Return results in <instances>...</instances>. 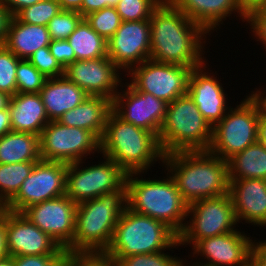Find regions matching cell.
<instances>
[{
  "instance_id": "2",
  "label": "cell",
  "mask_w": 266,
  "mask_h": 266,
  "mask_svg": "<svg viewBox=\"0 0 266 266\" xmlns=\"http://www.w3.org/2000/svg\"><path fill=\"white\" fill-rule=\"evenodd\" d=\"M161 164L188 205L229 193L228 161L208 151L171 153L164 155Z\"/></svg>"
},
{
  "instance_id": "19",
  "label": "cell",
  "mask_w": 266,
  "mask_h": 266,
  "mask_svg": "<svg viewBox=\"0 0 266 266\" xmlns=\"http://www.w3.org/2000/svg\"><path fill=\"white\" fill-rule=\"evenodd\" d=\"M6 239L9 256L67 254L57 242L22 213L6 209Z\"/></svg>"
},
{
  "instance_id": "31",
  "label": "cell",
  "mask_w": 266,
  "mask_h": 266,
  "mask_svg": "<svg viewBox=\"0 0 266 266\" xmlns=\"http://www.w3.org/2000/svg\"><path fill=\"white\" fill-rule=\"evenodd\" d=\"M90 27L107 41L115 34L122 22L115 7H105L83 17Z\"/></svg>"
},
{
  "instance_id": "14",
  "label": "cell",
  "mask_w": 266,
  "mask_h": 266,
  "mask_svg": "<svg viewBox=\"0 0 266 266\" xmlns=\"http://www.w3.org/2000/svg\"><path fill=\"white\" fill-rule=\"evenodd\" d=\"M127 83V84H126ZM127 87L116 93L112 110L125 122L144 128L157 137L166 117L168 103L152 94L135 90L128 82Z\"/></svg>"
},
{
  "instance_id": "45",
  "label": "cell",
  "mask_w": 266,
  "mask_h": 266,
  "mask_svg": "<svg viewBox=\"0 0 266 266\" xmlns=\"http://www.w3.org/2000/svg\"><path fill=\"white\" fill-rule=\"evenodd\" d=\"M2 5L9 11L11 16H16L22 9H25L41 0H0Z\"/></svg>"
},
{
  "instance_id": "40",
  "label": "cell",
  "mask_w": 266,
  "mask_h": 266,
  "mask_svg": "<svg viewBox=\"0 0 266 266\" xmlns=\"http://www.w3.org/2000/svg\"><path fill=\"white\" fill-rule=\"evenodd\" d=\"M66 254L14 256V266H65Z\"/></svg>"
},
{
  "instance_id": "54",
  "label": "cell",
  "mask_w": 266,
  "mask_h": 266,
  "mask_svg": "<svg viewBox=\"0 0 266 266\" xmlns=\"http://www.w3.org/2000/svg\"><path fill=\"white\" fill-rule=\"evenodd\" d=\"M0 266H14L13 257L8 256L0 260Z\"/></svg>"
},
{
  "instance_id": "39",
  "label": "cell",
  "mask_w": 266,
  "mask_h": 266,
  "mask_svg": "<svg viewBox=\"0 0 266 266\" xmlns=\"http://www.w3.org/2000/svg\"><path fill=\"white\" fill-rule=\"evenodd\" d=\"M65 266H117L105 253H67Z\"/></svg>"
},
{
  "instance_id": "48",
  "label": "cell",
  "mask_w": 266,
  "mask_h": 266,
  "mask_svg": "<svg viewBox=\"0 0 266 266\" xmlns=\"http://www.w3.org/2000/svg\"><path fill=\"white\" fill-rule=\"evenodd\" d=\"M266 0H236L240 10L247 16L251 11L259 9Z\"/></svg>"
},
{
  "instance_id": "36",
  "label": "cell",
  "mask_w": 266,
  "mask_h": 266,
  "mask_svg": "<svg viewBox=\"0 0 266 266\" xmlns=\"http://www.w3.org/2000/svg\"><path fill=\"white\" fill-rule=\"evenodd\" d=\"M82 19L78 11L60 10L47 25L51 40L67 39Z\"/></svg>"
},
{
  "instance_id": "24",
  "label": "cell",
  "mask_w": 266,
  "mask_h": 266,
  "mask_svg": "<svg viewBox=\"0 0 266 266\" xmlns=\"http://www.w3.org/2000/svg\"><path fill=\"white\" fill-rule=\"evenodd\" d=\"M8 108L12 131L39 136L50 122L39 93H16L11 96Z\"/></svg>"
},
{
  "instance_id": "32",
  "label": "cell",
  "mask_w": 266,
  "mask_h": 266,
  "mask_svg": "<svg viewBox=\"0 0 266 266\" xmlns=\"http://www.w3.org/2000/svg\"><path fill=\"white\" fill-rule=\"evenodd\" d=\"M164 0H120L115 6L122 21L150 19Z\"/></svg>"
},
{
  "instance_id": "56",
  "label": "cell",
  "mask_w": 266,
  "mask_h": 266,
  "mask_svg": "<svg viewBox=\"0 0 266 266\" xmlns=\"http://www.w3.org/2000/svg\"><path fill=\"white\" fill-rule=\"evenodd\" d=\"M183 261H184V262H183ZM185 263H186V261L182 259V262H181V265H180V266H189V265H187V264L185 265ZM190 266H201V265H198V264L193 263V264L190 265Z\"/></svg>"
},
{
  "instance_id": "15",
  "label": "cell",
  "mask_w": 266,
  "mask_h": 266,
  "mask_svg": "<svg viewBox=\"0 0 266 266\" xmlns=\"http://www.w3.org/2000/svg\"><path fill=\"white\" fill-rule=\"evenodd\" d=\"M77 204L66 195L26 208L22 214L64 250L73 244Z\"/></svg>"
},
{
  "instance_id": "30",
  "label": "cell",
  "mask_w": 266,
  "mask_h": 266,
  "mask_svg": "<svg viewBox=\"0 0 266 266\" xmlns=\"http://www.w3.org/2000/svg\"><path fill=\"white\" fill-rule=\"evenodd\" d=\"M36 163L0 164V202L4 206L17 194Z\"/></svg>"
},
{
  "instance_id": "44",
  "label": "cell",
  "mask_w": 266,
  "mask_h": 266,
  "mask_svg": "<svg viewBox=\"0 0 266 266\" xmlns=\"http://www.w3.org/2000/svg\"><path fill=\"white\" fill-rule=\"evenodd\" d=\"M120 0H83L82 16L101 10L105 7H115Z\"/></svg>"
},
{
  "instance_id": "22",
  "label": "cell",
  "mask_w": 266,
  "mask_h": 266,
  "mask_svg": "<svg viewBox=\"0 0 266 266\" xmlns=\"http://www.w3.org/2000/svg\"><path fill=\"white\" fill-rule=\"evenodd\" d=\"M177 10L203 28L208 35L218 29L231 14L237 13L242 22L246 15L238 7L236 0H168ZM240 15V16H239ZM222 21V22H221ZM218 27V28H217Z\"/></svg>"
},
{
  "instance_id": "16",
  "label": "cell",
  "mask_w": 266,
  "mask_h": 266,
  "mask_svg": "<svg viewBox=\"0 0 266 266\" xmlns=\"http://www.w3.org/2000/svg\"><path fill=\"white\" fill-rule=\"evenodd\" d=\"M150 34V19L122 21L107 41L109 59L125 73L150 59Z\"/></svg>"
},
{
  "instance_id": "51",
  "label": "cell",
  "mask_w": 266,
  "mask_h": 266,
  "mask_svg": "<svg viewBox=\"0 0 266 266\" xmlns=\"http://www.w3.org/2000/svg\"><path fill=\"white\" fill-rule=\"evenodd\" d=\"M258 142L266 149V116L259 112Z\"/></svg>"
},
{
  "instance_id": "29",
  "label": "cell",
  "mask_w": 266,
  "mask_h": 266,
  "mask_svg": "<svg viewBox=\"0 0 266 266\" xmlns=\"http://www.w3.org/2000/svg\"><path fill=\"white\" fill-rule=\"evenodd\" d=\"M76 60H90L108 56L107 40L100 36L83 18L67 38Z\"/></svg>"
},
{
  "instance_id": "13",
  "label": "cell",
  "mask_w": 266,
  "mask_h": 266,
  "mask_svg": "<svg viewBox=\"0 0 266 266\" xmlns=\"http://www.w3.org/2000/svg\"><path fill=\"white\" fill-rule=\"evenodd\" d=\"M67 163L38 161L17 194L4 206L22 213L26 208L66 194Z\"/></svg>"
},
{
  "instance_id": "42",
  "label": "cell",
  "mask_w": 266,
  "mask_h": 266,
  "mask_svg": "<svg viewBox=\"0 0 266 266\" xmlns=\"http://www.w3.org/2000/svg\"><path fill=\"white\" fill-rule=\"evenodd\" d=\"M50 53L55 57L59 65L65 69L70 63L76 61L75 52L67 39L51 40L49 44Z\"/></svg>"
},
{
  "instance_id": "38",
  "label": "cell",
  "mask_w": 266,
  "mask_h": 266,
  "mask_svg": "<svg viewBox=\"0 0 266 266\" xmlns=\"http://www.w3.org/2000/svg\"><path fill=\"white\" fill-rule=\"evenodd\" d=\"M27 60L47 78H56L64 75V69L50 53L49 47L39 48Z\"/></svg>"
},
{
  "instance_id": "17",
  "label": "cell",
  "mask_w": 266,
  "mask_h": 266,
  "mask_svg": "<svg viewBox=\"0 0 266 266\" xmlns=\"http://www.w3.org/2000/svg\"><path fill=\"white\" fill-rule=\"evenodd\" d=\"M121 70L108 56L76 60L64 69V75L89 96H101L112 101L122 85ZM121 79V80H120Z\"/></svg>"
},
{
  "instance_id": "41",
  "label": "cell",
  "mask_w": 266,
  "mask_h": 266,
  "mask_svg": "<svg viewBox=\"0 0 266 266\" xmlns=\"http://www.w3.org/2000/svg\"><path fill=\"white\" fill-rule=\"evenodd\" d=\"M246 22L250 24V29H253L251 32L256 41H260L266 51V2L259 9L251 11L246 16Z\"/></svg>"
},
{
  "instance_id": "37",
  "label": "cell",
  "mask_w": 266,
  "mask_h": 266,
  "mask_svg": "<svg viewBox=\"0 0 266 266\" xmlns=\"http://www.w3.org/2000/svg\"><path fill=\"white\" fill-rule=\"evenodd\" d=\"M162 252H156L151 254H138L121 259H114L117 266H180L182 259L180 257H174L170 254Z\"/></svg>"
},
{
  "instance_id": "5",
  "label": "cell",
  "mask_w": 266,
  "mask_h": 266,
  "mask_svg": "<svg viewBox=\"0 0 266 266\" xmlns=\"http://www.w3.org/2000/svg\"><path fill=\"white\" fill-rule=\"evenodd\" d=\"M141 174L145 173L127 174V207L138 214L165 223L179 235L186 224L188 204L179 193L174 179L168 171L167 178L160 179L159 177V180H150V178L146 180Z\"/></svg>"
},
{
  "instance_id": "25",
  "label": "cell",
  "mask_w": 266,
  "mask_h": 266,
  "mask_svg": "<svg viewBox=\"0 0 266 266\" xmlns=\"http://www.w3.org/2000/svg\"><path fill=\"white\" fill-rule=\"evenodd\" d=\"M111 111V99L89 96L74 109L66 111L58 119V122L65 126L88 130L101 139Z\"/></svg>"
},
{
  "instance_id": "7",
  "label": "cell",
  "mask_w": 266,
  "mask_h": 266,
  "mask_svg": "<svg viewBox=\"0 0 266 266\" xmlns=\"http://www.w3.org/2000/svg\"><path fill=\"white\" fill-rule=\"evenodd\" d=\"M158 140L164 155L208 151L212 140V126L186 94L168 103Z\"/></svg>"
},
{
  "instance_id": "8",
  "label": "cell",
  "mask_w": 266,
  "mask_h": 266,
  "mask_svg": "<svg viewBox=\"0 0 266 266\" xmlns=\"http://www.w3.org/2000/svg\"><path fill=\"white\" fill-rule=\"evenodd\" d=\"M212 127L208 152L228 161L258 141L259 108L249 95Z\"/></svg>"
},
{
  "instance_id": "49",
  "label": "cell",
  "mask_w": 266,
  "mask_h": 266,
  "mask_svg": "<svg viewBox=\"0 0 266 266\" xmlns=\"http://www.w3.org/2000/svg\"><path fill=\"white\" fill-rule=\"evenodd\" d=\"M12 131L9 108L0 110V137Z\"/></svg>"
},
{
  "instance_id": "20",
  "label": "cell",
  "mask_w": 266,
  "mask_h": 266,
  "mask_svg": "<svg viewBox=\"0 0 266 266\" xmlns=\"http://www.w3.org/2000/svg\"><path fill=\"white\" fill-rule=\"evenodd\" d=\"M206 64L192 69L187 94L197 105L203 118L213 127L221 121L231 106L227 104L228 95L224 92L222 83L213 72L206 71Z\"/></svg>"
},
{
  "instance_id": "11",
  "label": "cell",
  "mask_w": 266,
  "mask_h": 266,
  "mask_svg": "<svg viewBox=\"0 0 266 266\" xmlns=\"http://www.w3.org/2000/svg\"><path fill=\"white\" fill-rule=\"evenodd\" d=\"M100 153V139L92 132L50 121L39 135V153L43 161L74 163ZM87 154V155H86Z\"/></svg>"
},
{
  "instance_id": "10",
  "label": "cell",
  "mask_w": 266,
  "mask_h": 266,
  "mask_svg": "<svg viewBox=\"0 0 266 266\" xmlns=\"http://www.w3.org/2000/svg\"><path fill=\"white\" fill-rule=\"evenodd\" d=\"M102 157L104 160L98 165L85 168L83 161L68 164L65 195L76 204L121 190L126 185L127 173L110 158Z\"/></svg>"
},
{
  "instance_id": "55",
  "label": "cell",
  "mask_w": 266,
  "mask_h": 266,
  "mask_svg": "<svg viewBox=\"0 0 266 266\" xmlns=\"http://www.w3.org/2000/svg\"><path fill=\"white\" fill-rule=\"evenodd\" d=\"M264 91V92H263ZM252 93L251 94H266V90H260L256 88V91H251Z\"/></svg>"
},
{
  "instance_id": "3",
  "label": "cell",
  "mask_w": 266,
  "mask_h": 266,
  "mask_svg": "<svg viewBox=\"0 0 266 266\" xmlns=\"http://www.w3.org/2000/svg\"><path fill=\"white\" fill-rule=\"evenodd\" d=\"M101 153L127 174L146 173L156 161L163 162L164 157L158 137L154 133L125 122L113 110L108 115L100 139V155Z\"/></svg>"
},
{
  "instance_id": "35",
  "label": "cell",
  "mask_w": 266,
  "mask_h": 266,
  "mask_svg": "<svg viewBox=\"0 0 266 266\" xmlns=\"http://www.w3.org/2000/svg\"><path fill=\"white\" fill-rule=\"evenodd\" d=\"M20 60L4 45H0V91L9 96L17 93L16 69Z\"/></svg>"
},
{
  "instance_id": "52",
  "label": "cell",
  "mask_w": 266,
  "mask_h": 266,
  "mask_svg": "<svg viewBox=\"0 0 266 266\" xmlns=\"http://www.w3.org/2000/svg\"><path fill=\"white\" fill-rule=\"evenodd\" d=\"M249 96L257 104L260 113L266 116V94H249Z\"/></svg>"
},
{
  "instance_id": "27",
  "label": "cell",
  "mask_w": 266,
  "mask_h": 266,
  "mask_svg": "<svg viewBox=\"0 0 266 266\" xmlns=\"http://www.w3.org/2000/svg\"><path fill=\"white\" fill-rule=\"evenodd\" d=\"M39 136L10 131L0 137V164L40 161Z\"/></svg>"
},
{
  "instance_id": "9",
  "label": "cell",
  "mask_w": 266,
  "mask_h": 266,
  "mask_svg": "<svg viewBox=\"0 0 266 266\" xmlns=\"http://www.w3.org/2000/svg\"><path fill=\"white\" fill-rule=\"evenodd\" d=\"M188 218L190 220L186 221L184 229L178 235L181 246L191 244L193 247L204 238L238 230L235 229L238 221L230 193L189 204Z\"/></svg>"
},
{
  "instance_id": "43",
  "label": "cell",
  "mask_w": 266,
  "mask_h": 266,
  "mask_svg": "<svg viewBox=\"0 0 266 266\" xmlns=\"http://www.w3.org/2000/svg\"><path fill=\"white\" fill-rule=\"evenodd\" d=\"M249 266H266V240L256 242L254 239L249 254Z\"/></svg>"
},
{
  "instance_id": "46",
  "label": "cell",
  "mask_w": 266,
  "mask_h": 266,
  "mask_svg": "<svg viewBox=\"0 0 266 266\" xmlns=\"http://www.w3.org/2000/svg\"><path fill=\"white\" fill-rule=\"evenodd\" d=\"M9 256L6 239V209L0 212V260Z\"/></svg>"
},
{
  "instance_id": "50",
  "label": "cell",
  "mask_w": 266,
  "mask_h": 266,
  "mask_svg": "<svg viewBox=\"0 0 266 266\" xmlns=\"http://www.w3.org/2000/svg\"><path fill=\"white\" fill-rule=\"evenodd\" d=\"M61 10L78 11L82 15L83 0H57Z\"/></svg>"
},
{
  "instance_id": "1",
  "label": "cell",
  "mask_w": 266,
  "mask_h": 266,
  "mask_svg": "<svg viewBox=\"0 0 266 266\" xmlns=\"http://www.w3.org/2000/svg\"><path fill=\"white\" fill-rule=\"evenodd\" d=\"M150 32L151 60L192 69L207 62L203 56L207 32L168 0L153 12Z\"/></svg>"
},
{
  "instance_id": "18",
  "label": "cell",
  "mask_w": 266,
  "mask_h": 266,
  "mask_svg": "<svg viewBox=\"0 0 266 266\" xmlns=\"http://www.w3.org/2000/svg\"><path fill=\"white\" fill-rule=\"evenodd\" d=\"M250 238L240 230L204 238L192 247L191 257L200 255L203 261L206 259L204 263L194 262L201 266H249V254L254 242Z\"/></svg>"
},
{
  "instance_id": "6",
  "label": "cell",
  "mask_w": 266,
  "mask_h": 266,
  "mask_svg": "<svg viewBox=\"0 0 266 266\" xmlns=\"http://www.w3.org/2000/svg\"><path fill=\"white\" fill-rule=\"evenodd\" d=\"M177 246H181L178 235L165 223L126 207L105 254L113 259H121L131 255L170 251Z\"/></svg>"
},
{
  "instance_id": "4",
  "label": "cell",
  "mask_w": 266,
  "mask_h": 266,
  "mask_svg": "<svg viewBox=\"0 0 266 266\" xmlns=\"http://www.w3.org/2000/svg\"><path fill=\"white\" fill-rule=\"evenodd\" d=\"M126 207V185L121 190L77 204L73 244L66 252L105 253Z\"/></svg>"
},
{
  "instance_id": "47",
  "label": "cell",
  "mask_w": 266,
  "mask_h": 266,
  "mask_svg": "<svg viewBox=\"0 0 266 266\" xmlns=\"http://www.w3.org/2000/svg\"><path fill=\"white\" fill-rule=\"evenodd\" d=\"M11 17L12 16L9 11L2 5L0 1V45L4 44Z\"/></svg>"
},
{
  "instance_id": "33",
  "label": "cell",
  "mask_w": 266,
  "mask_h": 266,
  "mask_svg": "<svg viewBox=\"0 0 266 266\" xmlns=\"http://www.w3.org/2000/svg\"><path fill=\"white\" fill-rule=\"evenodd\" d=\"M61 8L57 0H41L25 9H22L15 17L24 23L47 26L49 21L60 12Z\"/></svg>"
},
{
  "instance_id": "53",
  "label": "cell",
  "mask_w": 266,
  "mask_h": 266,
  "mask_svg": "<svg viewBox=\"0 0 266 266\" xmlns=\"http://www.w3.org/2000/svg\"><path fill=\"white\" fill-rule=\"evenodd\" d=\"M11 96L0 91V110L8 108Z\"/></svg>"
},
{
  "instance_id": "26",
  "label": "cell",
  "mask_w": 266,
  "mask_h": 266,
  "mask_svg": "<svg viewBox=\"0 0 266 266\" xmlns=\"http://www.w3.org/2000/svg\"><path fill=\"white\" fill-rule=\"evenodd\" d=\"M50 42L47 26L20 22L13 16L3 45L19 59H28L39 48L48 47Z\"/></svg>"
},
{
  "instance_id": "34",
  "label": "cell",
  "mask_w": 266,
  "mask_h": 266,
  "mask_svg": "<svg viewBox=\"0 0 266 266\" xmlns=\"http://www.w3.org/2000/svg\"><path fill=\"white\" fill-rule=\"evenodd\" d=\"M47 77L40 73L27 59H21L16 69L17 93H39Z\"/></svg>"
},
{
  "instance_id": "28",
  "label": "cell",
  "mask_w": 266,
  "mask_h": 266,
  "mask_svg": "<svg viewBox=\"0 0 266 266\" xmlns=\"http://www.w3.org/2000/svg\"><path fill=\"white\" fill-rule=\"evenodd\" d=\"M229 181L266 179V149L256 141L228 160Z\"/></svg>"
},
{
  "instance_id": "12",
  "label": "cell",
  "mask_w": 266,
  "mask_h": 266,
  "mask_svg": "<svg viewBox=\"0 0 266 266\" xmlns=\"http://www.w3.org/2000/svg\"><path fill=\"white\" fill-rule=\"evenodd\" d=\"M192 68L148 59L126 74L137 91L154 95L167 103L187 94ZM130 75V76H129Z\"/></svg>"
},
{
  "instance_id": "21",
  "label": "cell",
  "mask_w": 266,
  "mask_h": 266,
  "mask_svg": "<svg viewBox=\"0 0 266 266\" xmlns=\"http://www.w3.org/2000/svg\"><path fill=\"white\" fill-rule=\"evenodd\" d=\"M229 193L238 223L266 227V179L232 180Z\"/></svg>"
},
{
  "instance_id": "23",
  "label": "cell",
  "mask_w": 266,
  "mask_h": 266,
  "mask_svg": "<svg viewBox=\"0 0 266 266\" xmlns=\"http://www.w3.org/2000/svg\"><path fill=\"white\" fill-rule=\"evenodd\" d=\"M39 94L49 121H58L66 111L74 109L89 97L65 75L47 78Z\"/></svg>"
},
{
  "instance_id": "57",
  "label": "cell",
  "mask_w": 266,
  "mask_h": 266,
  "mask_svg": "<svg viewBox=\"0 0 266 266\" xmlns=\"http://www.w3.org/2000/svg\"><path fill=\"white\" fill-rule=\"evenodd\" d=\"M4 209V205L0 202V212Z\"/></svg>"
}]
</instances>
